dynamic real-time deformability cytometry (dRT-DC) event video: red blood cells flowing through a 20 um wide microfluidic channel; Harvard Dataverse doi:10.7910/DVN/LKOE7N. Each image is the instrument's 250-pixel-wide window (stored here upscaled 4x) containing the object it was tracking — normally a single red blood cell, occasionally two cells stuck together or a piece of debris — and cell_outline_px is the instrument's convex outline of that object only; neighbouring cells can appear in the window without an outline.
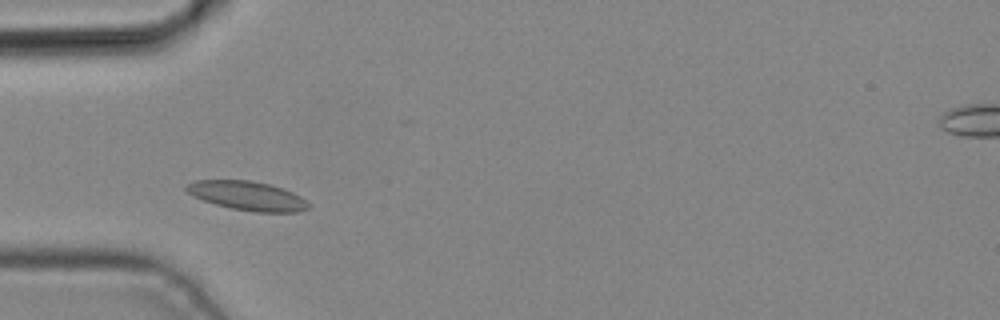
{"species": "common noctule bat (a hibernating species)", "species_latin": "Nyctalus noctula", "temperature_condition": "cold", "stored_images_in_passage": 3, "camera_frame_rate_fps": 3000, "um_per_image_px": 0.085, "animal": {"sex": "male", "body_mass_g": 19.2, "forearm_length_mm": 51.8}, "frame": {"image": 1, "passage_image": 2, "time_ms": 0.333, "image_size_px": [1000, 320], "cell_outline_px": [[312, 204], [308, 208], [300, 212], [256, 212], [232, 208], [216, 204], [192, 196], [184, 188], [192, 180], [252, 180], [284, 188], [300, 196]], "centroid_in_image_um": [21.05, 16.64], "position_along_channel_um": 63.9, "area_um2": 20.75}}
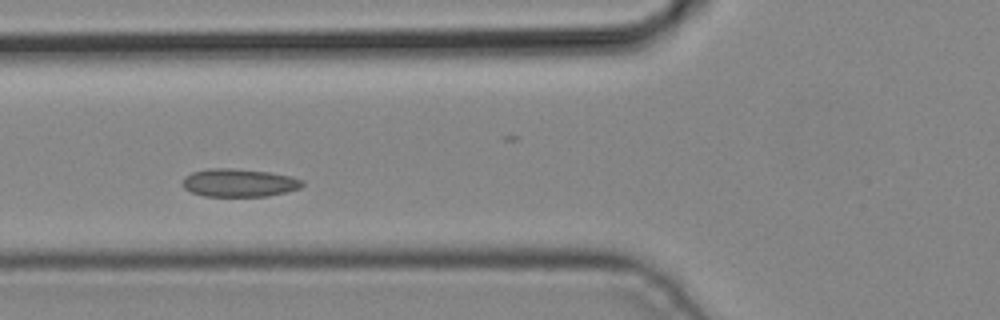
{"frame": {"image": 2, "passage_image": 3, "time_ms": 0.667, "image_size_px": [1000, 320], "cell_outline_px": [[304, 184], [300, 188], [288, 192], [268, 196], [204, 196], [192, 192], [184, 188], [180, 184], [184, 176], [192, 172], [208, 168], [232, 168], [268, 172], [292, 176], [304, 180]], "centroid_in_image_um": [20.32, 15.53], "position_along_channel_um": 105.5, "area_um2": 19.83}}